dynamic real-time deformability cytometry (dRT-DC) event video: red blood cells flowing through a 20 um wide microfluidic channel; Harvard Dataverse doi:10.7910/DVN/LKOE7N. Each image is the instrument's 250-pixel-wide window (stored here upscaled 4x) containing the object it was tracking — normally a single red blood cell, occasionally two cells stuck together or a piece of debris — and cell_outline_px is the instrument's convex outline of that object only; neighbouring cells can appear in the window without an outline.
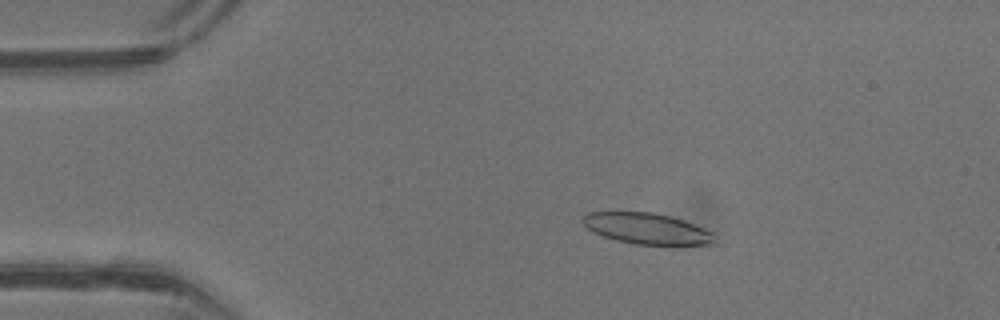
{"species": "common noctule bat (a hibernating species)", "species_latin": "Nyctalus noctula", "temperature_condition": "warm", "stored_images_in_passage": 42, "camera_frame_rate_fps": 3000, "um_per_image_px": 0.085, "animal": {"sex": "male", "body_mass_g": 13.3}, "frame": {"image": 1, "passage_image": 8, "time_ms": 2.333, "image_size_px": [1000, 320], "cell_outline_px": [[716, 244], [668, 248], [636, 244], [616, 240], [604, 236], [588, 228], [584, 224], [584, 216], [588, 212], [652, 212], [684, 220], [704, 228], [712, 232], [716, 240]], "centroid_in_image_um": [55.13, 19.49], "position_along_channel_um": 29.9, "area_um2": 24.51}}
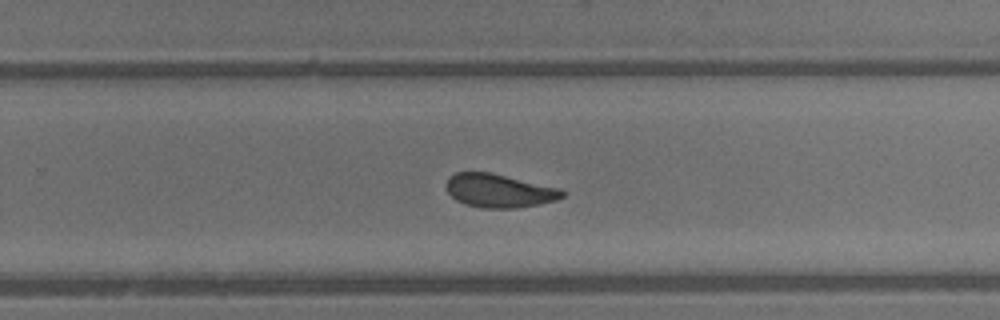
{"frame": {"image": 2, "passage_image": 27, "time_ms": 8.667, "image_size_px": [1000, 320], "cell_outline_px": [[564, 196], [556, 200], [516, 208], [480, 208], [464, 204], [456, 200], [448, 192], [444, 184], [448, 176], [456, 172], [488, 172], [560, 188], [564, 192]], "centroid_in_image_um": [42.36, 16.21], "position_along_channel_um": 287.4, "area_um2": 22.6}}
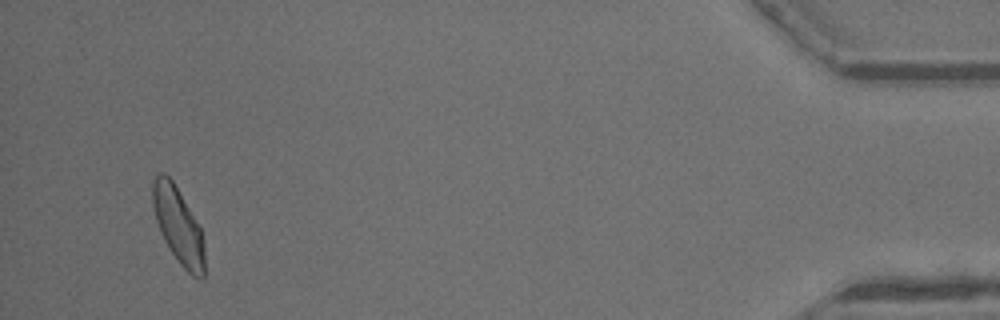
{"frame": {"image": 3, "passage_image": 40, "time_ms": 13.0, "image_size_px": [1000, 320], "cell_outline_px": [[204, 280], [192, 276], [180, 264], [164, 240], [160, 232], [156, 220], [152, 204], [152, 180], [160, 172], [164, 172], [172, 180], [200, 228], [204, 244]], "centroid_in_image_um": [15.14, 19.18], "position_along_channel_um": 420.1, "area_um2": 22.72}, "authors_computed_cell_mechanics": {"area_um2": 23.8714, "velocity_mm_per_s": 4.9492, "shape_relaxation_time_tau1_ms": 2.9508, "shape_relaxation_time_tau2_ms": 1.1839, "deformation_change_tau1": 0.1156, "deformation_change_tau2": 0.0809}}